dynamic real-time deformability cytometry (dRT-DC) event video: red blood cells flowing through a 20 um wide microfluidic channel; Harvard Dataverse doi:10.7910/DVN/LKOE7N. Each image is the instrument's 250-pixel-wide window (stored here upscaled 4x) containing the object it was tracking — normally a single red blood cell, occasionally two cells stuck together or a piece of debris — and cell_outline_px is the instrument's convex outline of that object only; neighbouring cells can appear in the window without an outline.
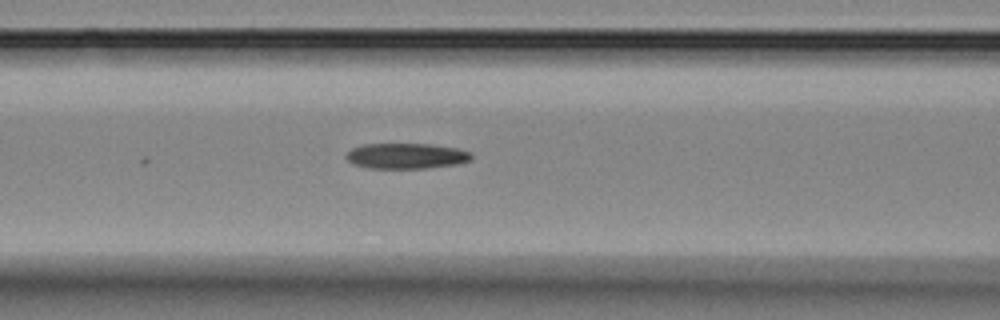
{"species": "Egyptian fruit bat (a non-hibernating species)", "species_latin": "Rousettus aegyptiacus", "temperature_condition": "room temperature", "stored_images_in_passage": 8, "camera_frame_rate_fps": 3000, "um_per_image_px": 0.085, "animal": {"sex": "female"}, "frame": {"image": 1, "passage_image": 8, "time_ms": 8.0, "image_size_px": [1000, 320], "cell_outline_px": [[472, 156], [468, 160], [456, 164], [424, 168], [368, 168], [352, 164], [344, 156], [352, 148], [364, 144], [432, 144], [456, 148], [468, 152]], "centroid_in_image_um": [34.46, 13.25], "position_along_channel_um": 132.1, "area_um2": 18.44}}